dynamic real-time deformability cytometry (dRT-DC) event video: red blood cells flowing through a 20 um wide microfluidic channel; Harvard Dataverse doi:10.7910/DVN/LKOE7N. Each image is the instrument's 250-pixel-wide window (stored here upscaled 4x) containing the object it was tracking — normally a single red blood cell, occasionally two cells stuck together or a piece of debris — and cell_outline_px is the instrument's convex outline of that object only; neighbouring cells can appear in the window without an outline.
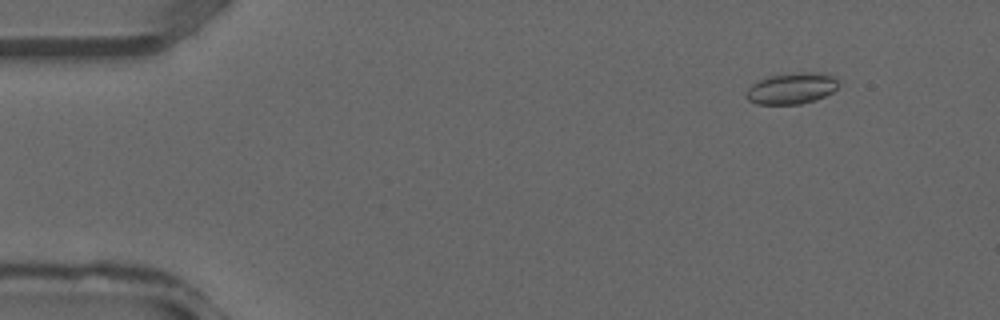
{"species": "common noctule bat (a hibernating species)", "species_latin": "Nyctalus noctula", "temperature_condition": "warm", "stored_images_in_passage": 9, "camera_frame_rate_fps": 3000, "um_per_image_px": 0.085, "animal": {"sex": "male", "forearm_length_mm": 52.5}, "frame": {"image": 1, "passage_image": 4, "time_ms": 1.0, "image_size_px": [1000, 320], "cell_outline_px": [[840, 84], [832, 92], [816, 100], [800, 104], [756, 104], [748, 100], [748, 88], [752, 84], [760, 80], [772, 76], [800, 72], [820, 72], [836, 76]], "centroid_in_image_um": [67.36, 7.51], "position_along_channel_um": 17.6, "area_um2": 16.7}}